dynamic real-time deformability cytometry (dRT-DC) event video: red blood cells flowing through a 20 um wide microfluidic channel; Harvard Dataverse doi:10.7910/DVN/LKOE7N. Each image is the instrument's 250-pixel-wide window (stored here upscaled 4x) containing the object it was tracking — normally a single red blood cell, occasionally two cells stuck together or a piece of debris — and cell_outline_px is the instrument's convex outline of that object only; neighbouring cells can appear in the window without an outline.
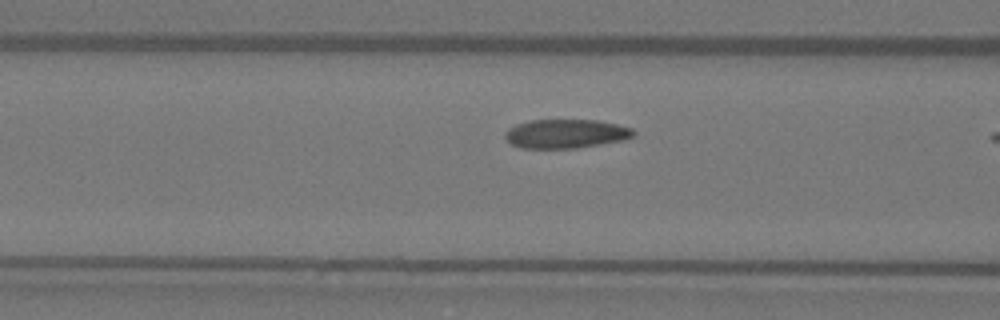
{"species": "Egyptian fruit bat (a non-hibernating species)", "species_latin": "Rousettus aegyptiacus", "temperature_condition": "warm", "stored_images_in_passage": 14, "camera_frame_rate_fps": 3000, "um_per_image_px": 0.085, "animal": {"sex": "female"}, "frame": {"image": 1, "passage_image": 12, "time_ms": 3.667, "image_size_px": [1000, 320], "cell_outline_px": [[636, 132], [632, 136], [624, 140], [576, 148], [520, 148], [512, 144], [504, 136], [504, 132], [508, 128], [516, 124], [528, 120], [596, 120], [616, 124], [632, 128]], "centroid_in_image_um": [48.07, 11.36], "position_along_channel_um": 118.5, "area_um2": 21.68}}